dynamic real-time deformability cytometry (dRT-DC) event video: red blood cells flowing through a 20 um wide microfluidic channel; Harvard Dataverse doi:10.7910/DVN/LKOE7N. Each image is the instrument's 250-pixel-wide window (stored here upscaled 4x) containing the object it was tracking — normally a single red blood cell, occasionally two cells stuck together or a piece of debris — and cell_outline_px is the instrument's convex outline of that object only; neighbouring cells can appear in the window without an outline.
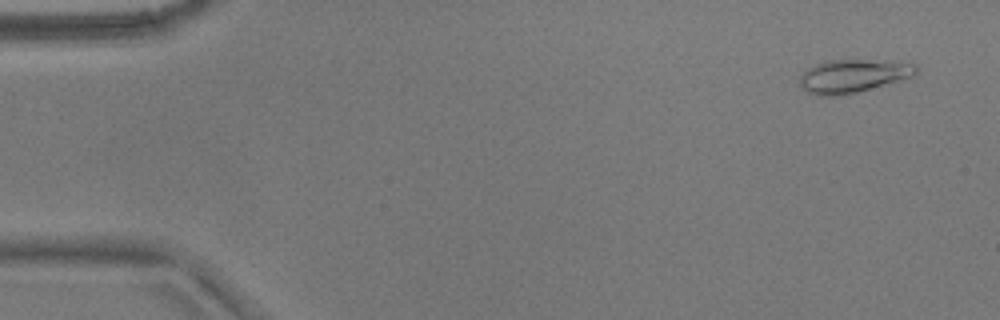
{"species": "common noctule bat (a hibernating species)", "species_latin": "Nyctalus noctula", "temperature_condition": "warm", "stored_images_in_passage": 50, "camera_frame_rate_fps": 3000, "um_per_image_px": 0.085, "animal": {"sex": "male", "body_mass_g": 17.9}, "frame": {"image": 1, "passage_image": 3, "time_ms": 0.667, "image_size_px": [1000, 320], "cell_outline_px": [[916, 72], [912, 76], [856, 92], [840, 96], [816, 96], [808, 92], [800, 84], [800, 76], [808, 68], [824, 60], [864, 60], [916, 64]], "centroid_in_image_um": [72.42, 6.46], "position_along_channel_um": 12.6, "area_um2": 21.96}}
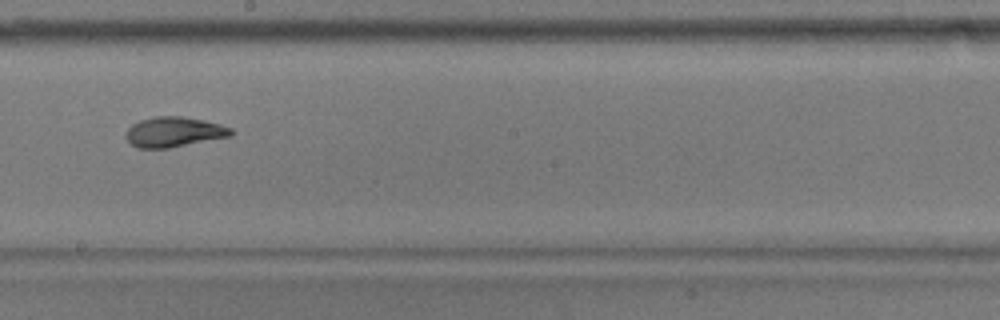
{"frame": {"image": 2, "passage_image": 30, "time_ms": 9.667, "image_size_px": [1000, 320], "cell_outline_px": [[236, 132], [232, 136], [168, 148], [136, 148], [124, 136], [124, 132], [132, 124], [140, 120], [152, 116], [180, 116], [204, 120], [220, 124], [232, 128]], "centroid_in_image_um": [14.79, 11.21], "position_along_channel_um": 233.4, "area_um2": 18.67}}
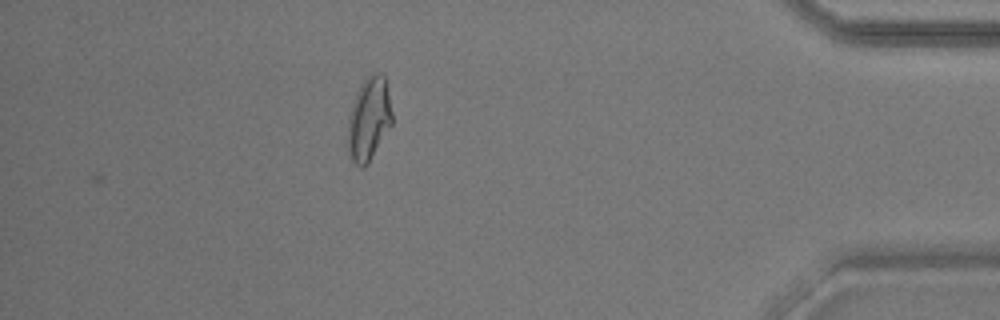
{"frame": {"image": 3, "passage_image": 47, "time_ms": 15.333, "image_size_px": [1000, 320], "cell_outline_px": [[392, 124], [368, 164], [364, 168], [360, 168], [352, 160], [348, 152], [348, 116], [356, 92], [360, 84], [368, 72], [380, 72], [384, 76], [392, 112]], "centroid_in_image_um": [31.34, 10.09], "position_along_channel_um": 403.9, "area_um2": 21.73}, "authors_computed_cell_mechanics": {"area_um2": 19.1607, "velocity_mm_per_s": 3.7816, "shape_relaxation_time_tau1_ms": 4.822, "shape_relaxation_time_tau2_ms": 1.1716, "deformation_change_tau1": 0.1746, "deformation_change_tau2": 0.0609}}